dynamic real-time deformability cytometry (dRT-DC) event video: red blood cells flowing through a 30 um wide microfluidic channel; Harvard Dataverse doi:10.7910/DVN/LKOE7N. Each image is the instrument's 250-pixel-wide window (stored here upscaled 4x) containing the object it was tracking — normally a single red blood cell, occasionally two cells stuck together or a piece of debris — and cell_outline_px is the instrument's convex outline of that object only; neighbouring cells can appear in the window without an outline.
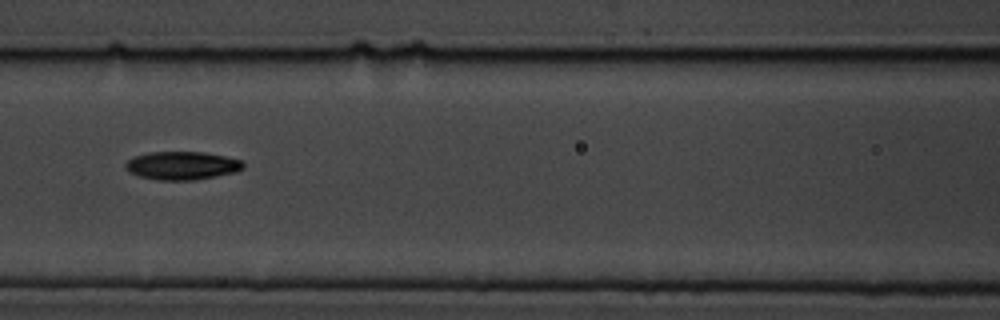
{"species": "common noctule bat (a hibernating species)", "species_latin": "Nyctalus noctula", "temperature_condition": "cold", "stored_images_in_passage": 8, "camera_frame_rate_fps": 3000, "um_per_image_px": 0.085, "animal": {"sex": "male", "body_mass_g": 19.5, "forearm_length_mm": 54.6}, "frame": {"image": 1, "passage_image": 6, "time_ms": 6.667, "image_size_px": [1000, 320], "cell_outline_px": [[244, 168], [236, 172], [216, 176], [192, 180], [160, 180], [140, 176], [124, 168], [124, 164], [132, 156], [148, 152], [204, 152], [244, 160]], "centroid_in_image_um": [15.49, 14.06], "position_along_channel_um": 151.1, "area_um2": 19.42}}
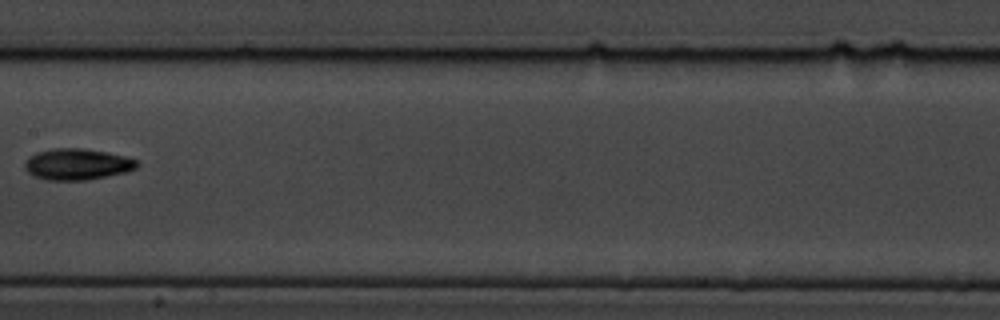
{"frame": {"image": 2, "passage_image": 7, "time_ms": 8.0, "image_size_px": [1000, 320], "cell_outline_px": [[136, 168], [124, 172], [88, 180], [48, 180], [36, 176], [28, 172], [24, 168], [24, 164], [28, 156], [36, 152], [52, 148], [84, 148], [108, 152], [128, 156], [136, 160]], "centroid_in_image_um": [6.53, 13.94], "position_along_channel_um": 200.9, "area_um2": 20.46}}
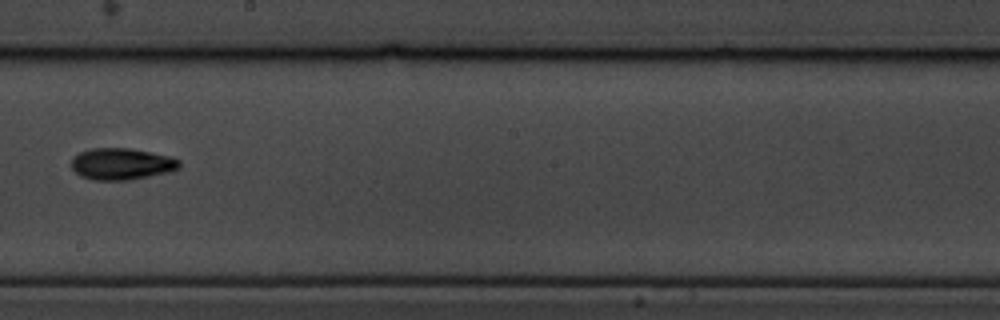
{"frame": {"image": 3, "passage_image": 8, "time_ms": 9.0, "image_size_px": [1000, 320], "cell_outline_px": [[180, 168], [168, 172], [132, 180], [92, 180], [80, 176], [72, 168], [72, 156], [80, 152], [92, 148], [132, 148], [172, 156], [180, 160]], "centroid_in_image_um": [10.35, 13.93], "position_along_channel_um": 237.8, "area_um2": 20.17}}